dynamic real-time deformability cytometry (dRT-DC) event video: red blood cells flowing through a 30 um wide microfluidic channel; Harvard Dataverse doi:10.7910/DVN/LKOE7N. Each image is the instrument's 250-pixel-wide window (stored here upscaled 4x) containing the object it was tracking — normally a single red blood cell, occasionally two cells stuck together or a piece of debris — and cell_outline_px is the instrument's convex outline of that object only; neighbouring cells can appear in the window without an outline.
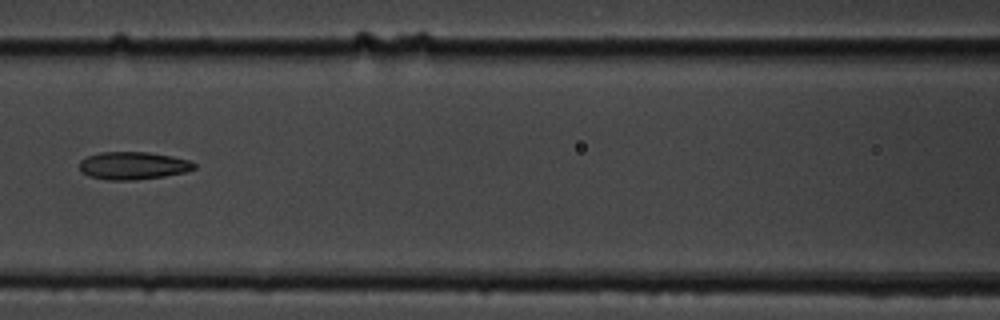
{"species": "common noctule bat (a hibernating species)", "species_latin": "Nyctalus noctula", "temperature_condition": "cold", "stored_images_in_passage": 4, "camera_frame_rate_fps": 3000, "um_per_image_px": 0.085, "animal": {"sex": "male", "body_mass_g": 19.5, "forearm_length_mm": 54.6}, "frame": {"image": 1, "passage_image": 4, "time_ms": 3.333, "image_size_px": [1000, 320], "cell_outline_px": [[196, 168], [188, 172], [164, 176], [136, 180], [108, 180], [88, 176], [80, 168], [80, 160], [88, 156], [100, 152], [148, 152], [172, 156], [192, 160], [196, 164]], "centroid_in_image_um": [11.37, 14.08], "position_along_channel_um": 155.2, "area_um2": 18.67}}